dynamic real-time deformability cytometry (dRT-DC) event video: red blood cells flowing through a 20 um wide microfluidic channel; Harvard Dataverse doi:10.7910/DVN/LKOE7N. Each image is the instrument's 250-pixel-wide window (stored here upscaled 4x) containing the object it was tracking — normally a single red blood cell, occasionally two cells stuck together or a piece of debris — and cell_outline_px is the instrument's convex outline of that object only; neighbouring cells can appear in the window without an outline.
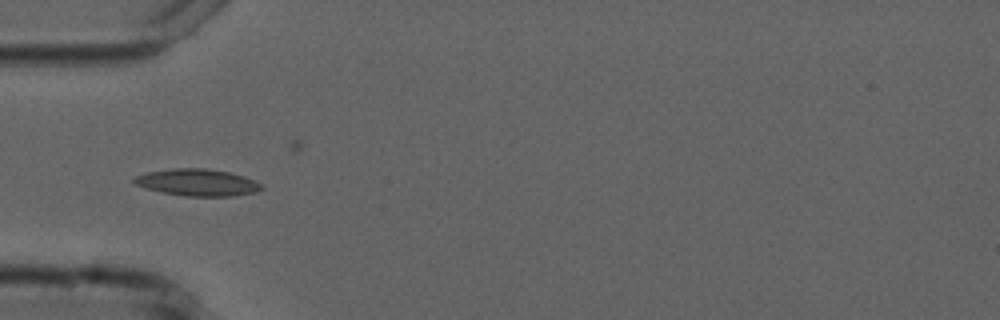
{"species": "common noctule bat (a hibernating species)", "species_latin": "Nyctalus noctula", "temperature_condition": "cold", "stored_images_in_passage": 7, "camera_frame_rate_fps": 3000, "um_per_image_px": 0.085, "animal": {"sex": "male", "forearm_length_mm": 52.5}, "frame": {"image": 1, "passage_image": 3, "time_ms": 2.333, "image_size_px": [1000, 320], "cell_outline_px": [[264, 188], [256, 192], [236, 196], [184, 196], [160, 192], [136, 184], [132, 180], [136, 176], [148, 172], [172, 168], [204, 168], [228, 172], [244, 176], [264, 184]], "centroid_in_image_um": [16.83, 15.51], "position_along_channel_um": 68.2, "area_um2": 20.0}}
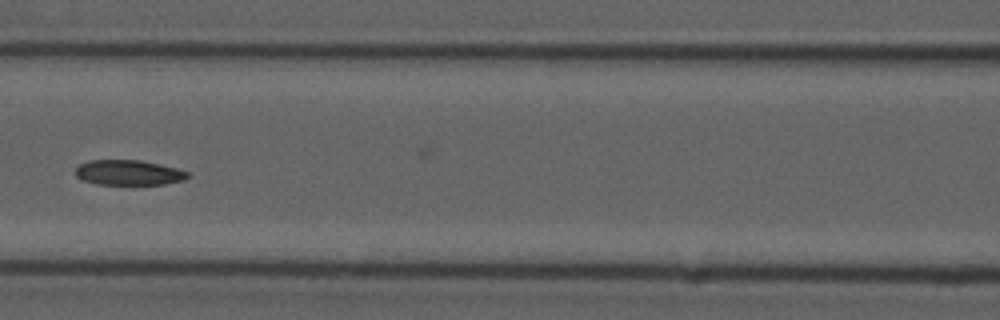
{"frame": {"image": 2, "passage_image": 5, "time_ms": 4.667, "image_size_px": [1000, 320], "cell_outline_px": [[192, 176], [184, 180], [164, 184], [96, 184], [80, 180], [76, 176], [76, 168], [80, 164], [88, 160], [140, 160], [176, 168], [188, 172]], "centroid_in_image_um": [10.92, 14.67], "position_along_channel_um": 155.7, "area_um2": 16.47}}
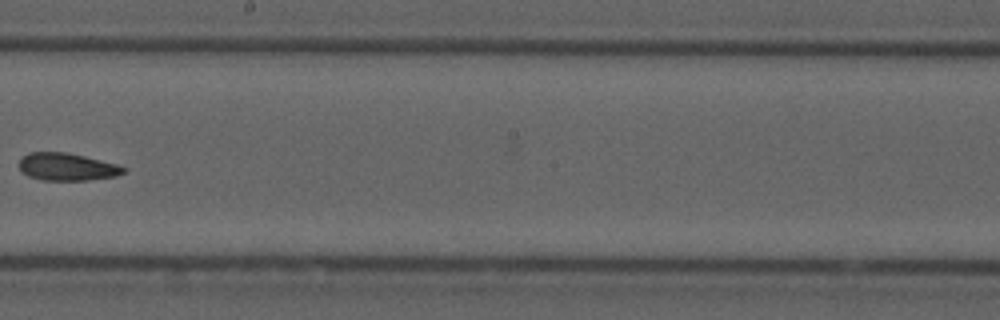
{"frame": {"image": 3, "passage_image": 7, "time_ms": 7.0, "image_size_px": [1000, 320], "cell_outline_px": [[128, 168], [124, 172], [116, 176], [88, 180], [44, 180], [28, 176], [20, 168], [20, 160], [28, 152], [68, 152], [116, 164]], "centroid_in_image_um": [5.71, 14.18], "position_along_channel_um": 242.5, "area_um2": 16.59}}